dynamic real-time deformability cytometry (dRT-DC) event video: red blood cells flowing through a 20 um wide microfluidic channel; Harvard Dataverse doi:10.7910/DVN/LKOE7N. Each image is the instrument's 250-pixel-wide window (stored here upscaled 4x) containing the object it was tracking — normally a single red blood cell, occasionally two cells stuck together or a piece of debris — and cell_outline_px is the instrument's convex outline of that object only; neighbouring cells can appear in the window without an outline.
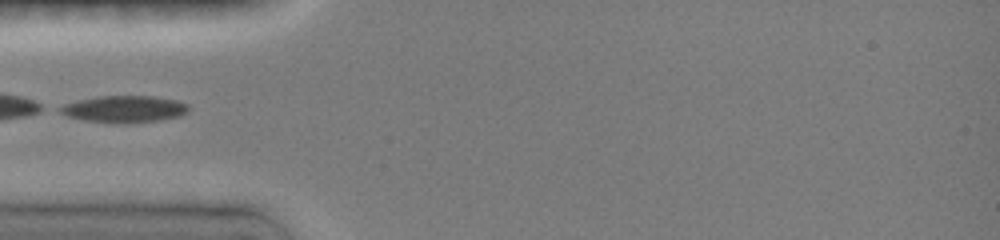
{"species": "common noctule bat (a hibernating species)", "species_latin": "Nyctalus noctula", "temperature_condition": "room temperature", "stored_images_in_passage": 30, "camera_frame_rate_fps": 3000, "um_per_image_px": 0.085, "animal": {"sex": "female", "body_mass_g": 19.0, "forearm_length_mm": 51.5}, "frame": {"image": 1, "passage_image": 1, "time_ms": 0.0, "image_size_px": [1000, 240], "cell_outline_px": [[188, 112], [180, 116], [160, 120], [84, 120], [64, 116], [56, 112], [56, 108], [64, 104], [80, 100], [100, 96], [152, 96], [176, 100], [188, 104]], "centroid_in_image_um": [10.52, 9.22], "position_along_channel_um": 74.5, "area_um2": 19.19}}
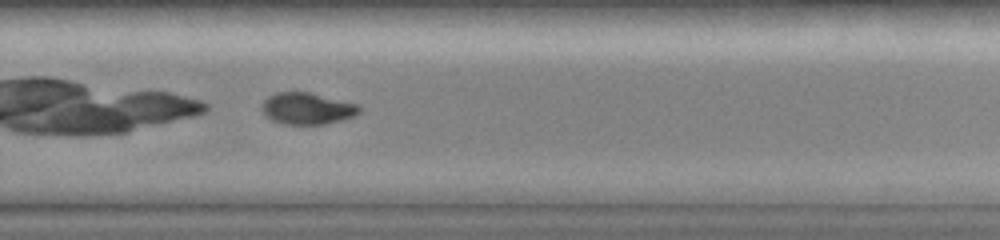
{"frame": {"image": 2, "passage_image": 18, "time_ms": 5.667, "image_size_px": [1000, 240], "cell_outline_px": [[360, 112], [344, 120], [324, 124], [284, 124], [272, 120], [260, 108], [260, 104], [268, 96], [276, 92], [308, 92], [360, 104]], "centroid_in_image_um": [26.11, 9.22], "position_along_channel_um": 303.7, "area_um2": 18.03}}
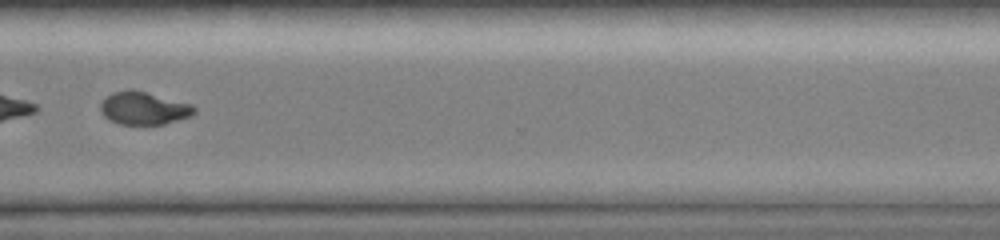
{"frame": {"image": 3, "passage_image": 22, "time_ms": 7.0, "image_size_px": [1000, 240], "cell_outline_px": [[196, 112], [192, 116], [164, 124], [120, 124], [104, 116], [100, 112], [100, 104], [112, 92], [132, 88], [192, 104], [196, 108]], "centroid_in_image_um": [12.24, 9.19], "position_along_channel_um": 358.4, "area_um2": 17.98}}